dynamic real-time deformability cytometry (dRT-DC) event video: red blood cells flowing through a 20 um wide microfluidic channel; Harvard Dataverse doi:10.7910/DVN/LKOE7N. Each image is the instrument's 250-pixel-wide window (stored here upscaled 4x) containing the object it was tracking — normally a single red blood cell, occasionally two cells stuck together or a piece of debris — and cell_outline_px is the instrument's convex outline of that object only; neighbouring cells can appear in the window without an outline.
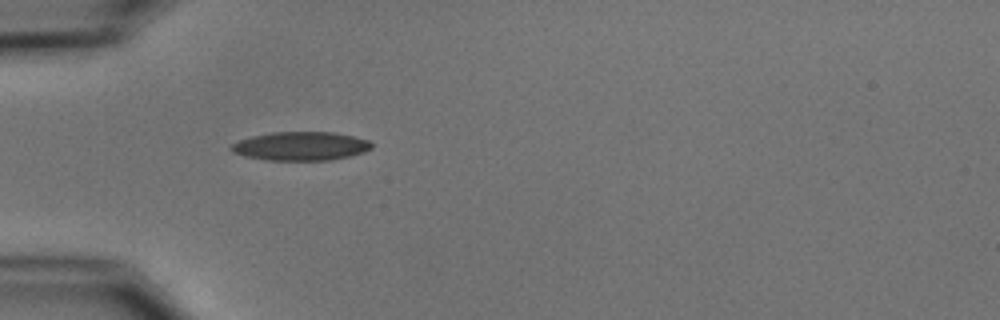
{"species": "common noctule bat (a hibernating species)", "species_latin": "Nyctalus noctula", "temperature_condition": "cold", "stored_images_in_passage": 33, "camera_frame_rate_fps": 3000, "um_per_image_px": 0.085, "animal": {"sex": "male", "body_mass_g": 15.6}, "frame": {"image": 1, "passage_image": 1, "time_ms": 0.0, "image_size_px": [1000, 320], "cell_outline_px": [[372, 148], [364, 152], [348, 156], [328, 160], [264, 160], [244, 156], [232, 152], [228, 148], [232, 144], [240, 140], [252, 136], [272, 132], [332, 132], [352, 136], [368, 140], [372, 144]], "centroid_in_image_um": [25.52, 12.42], "position_along_channel_um": 59.5, "area_um2": 23.41}}
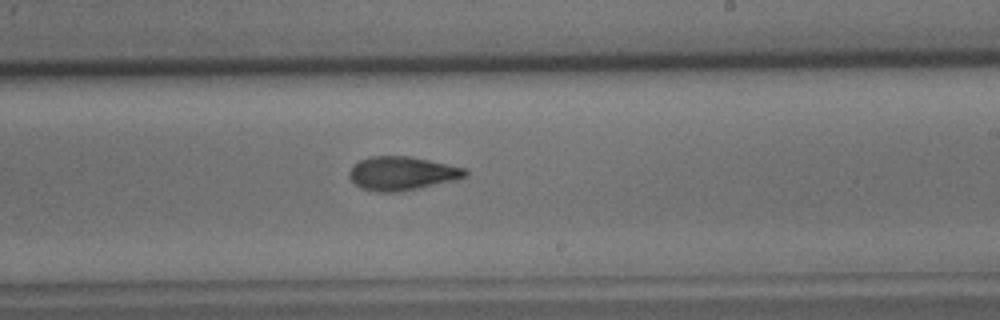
{"frame": {"image": 2, "passage_image": 17, "time_ms": 5.333, "image_size_px": [1000, 320], "cell_outline_px": [[468, 176], [460, 180], [420, 188], [396, 192], [376, 192], [360, 188], [348, 176], [348, 172], [352, 164], [360, 160], [372, 156], [408, 156], [468, 168]], "centroid_in_image_um": [34.21, 14.74], "position_along_channel_um": 254.8, "area_um2": 23.18}}
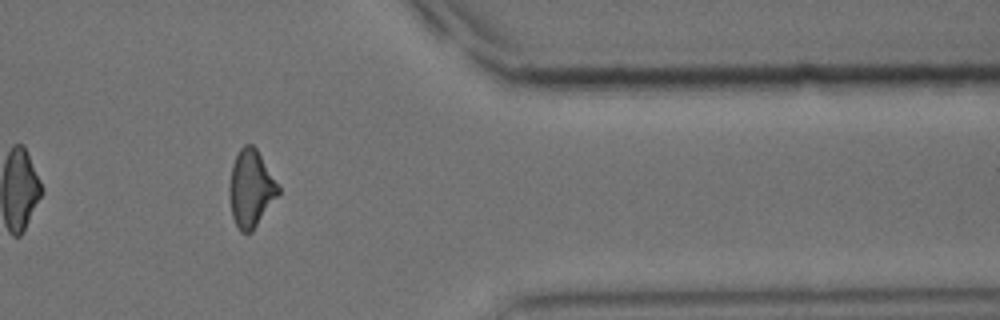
{"frame": {"image": 3, "passage_image": 29, "time_ms": 9.333, "image_size_px": [1000, 320], "cell_outline_px": [[280, 192], [252, 232], [240, 232], [232, 216], [228, 192], [228, 188], [232, 164], [240, 148], [244, 144], [252, 144], [256, 148], [280, 188]], "centroid_in_image_um": [21.3, 16.03], "position_along_channel_um": 390.1, "area_um2": 21.85}, "authors_computed_cell_mechanics": {"area_um2": 22.4842, "velocity_mm_per_s": 3.7462, "shape_relaxation_time_tau1_ms": 8.0874, "shape_relaxation_time_tau2_ms": 3.1489, "deformation_change_tau1": 0.215, "deformation_change_tau2": 0.105}}